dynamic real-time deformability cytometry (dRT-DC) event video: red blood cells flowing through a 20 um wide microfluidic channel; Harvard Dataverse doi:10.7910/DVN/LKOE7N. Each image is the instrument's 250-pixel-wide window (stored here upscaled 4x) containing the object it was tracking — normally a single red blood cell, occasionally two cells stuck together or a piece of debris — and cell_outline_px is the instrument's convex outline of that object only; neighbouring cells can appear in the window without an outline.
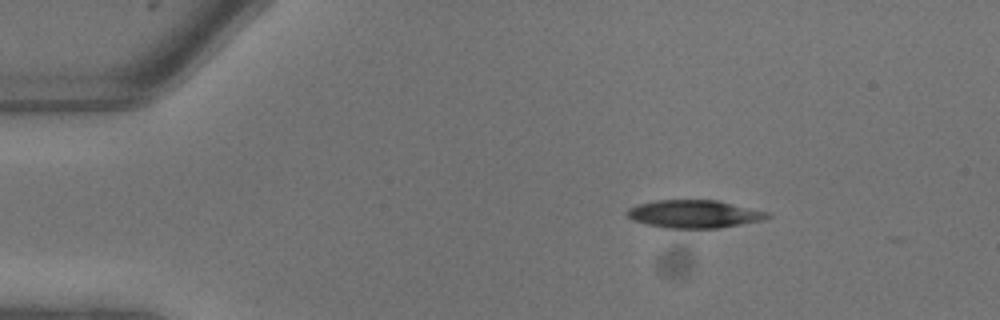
{"species": "common noctule bat (a hibernating species)", "species_latin": "Nyctalus noctula", "temperature_condition": "warm", "stored_images_in_passage": 7, "camera_frame_rate_fps": 3000, "um_per_image_px": 0.085, "animal": {"sex": "male", "body_mass_g": 13.3}, "frame": {"image": 1, "passage_image": 1, "time_ms": 0.0, "image_size_px": [1000, 320], "cell_outline_px": [[772, 216], [764, 220], [720, 228], [664, 228], [632, 220], [624, 212], [628, 208], [636, 204], [656, 200], [720, 200], [768, 212]], "centroid_in_image_um": [59.01, 18.18], "position_along_channel_um": 26.0, "area_um2": 23.06}}
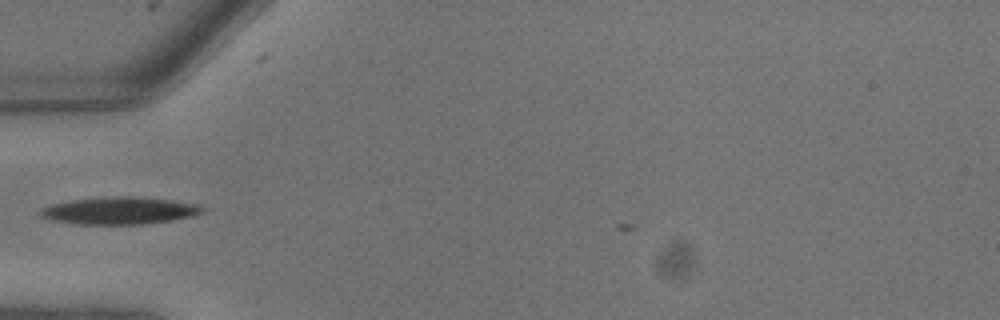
{"frame": {"image": 2, "passage_image": 5, "time_ms": 1.333, "image_size_px": [1000, 320], "cell_outline_px": [[204, 212], [192, 216], [172, 220], [144, 224], [80, 224], [52, 220], [40, 216], [40, 208], [52, 204], [72, 200], [112, 196], [132, 196], [172, 200], [196, 204], [204, 208]], "centroid_in_image_um": [10.16, 17.9], "position_along_channel_um": 74.8, "area_um2": 25.61}}
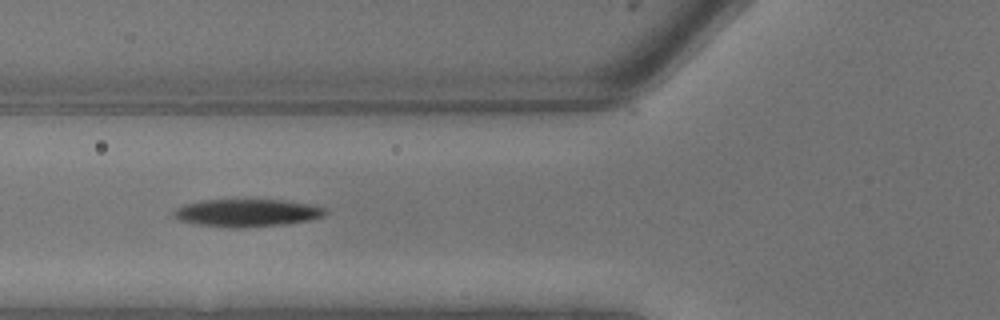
{"frame": {"image": 3, "passage_image": 6, "time_ms": 1.667, "image_size_px": [1000, 320], "cell_outline_px": [[332, 212], [324, 216], [308, 220], [284, 224], [244, 228], [228, 228], [192, 224], [180, 220], [172, 216], [172, 212], [176, 208], [184, 204], [204, 200], [284, 200], [312, 204], [328, 208]], "centroid_in_image_um": [21.02, 18.1], "position_along_channel_um": 104.8, "area_um2": 24.85}}